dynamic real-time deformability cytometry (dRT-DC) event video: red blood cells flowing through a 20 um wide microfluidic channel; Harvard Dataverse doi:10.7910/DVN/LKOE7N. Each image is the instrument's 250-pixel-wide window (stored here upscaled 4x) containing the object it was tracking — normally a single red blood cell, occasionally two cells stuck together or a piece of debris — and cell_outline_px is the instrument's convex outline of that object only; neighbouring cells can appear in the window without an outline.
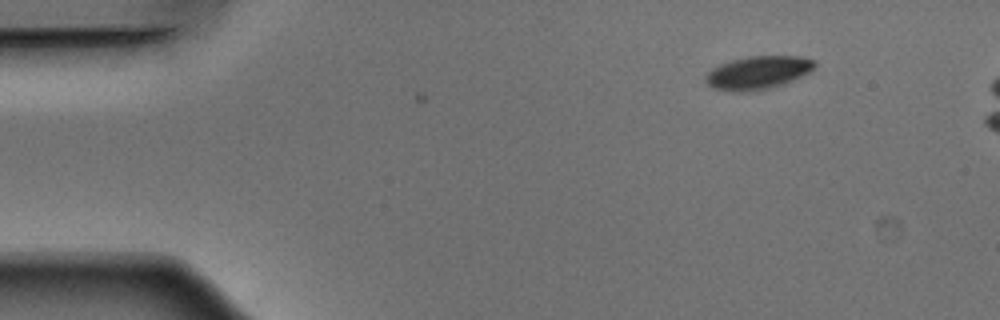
{"species": "Egyptian fruit bat (a non-hibernating species)", "species_latin": "Rousettus aegyptiacus", "temperature_condition": "warm", "stored_images_in_passage": 8, "camera_frame_rate_fps": 3000, "um_per_image_px": 0.085, "animal": {"sex": "male"}, "frame": {"image": 1, "passage_image": 8, "time_ms": 2.333, "image_size_px": [1000, 320], "cell_outline_px": [[816, 64], [808, 72], [792, 80], [768, 88], [752, 92], [732, 92], [712, 88], [704, 80], [704, 76], [712, 68], [720, 64], [732, 60], [748, 56], [800, 56], [816, 60]], "centroid_in_image_um": [64.37, 6.18], "position_along_channel_um": 20.6, "area_um2": 21.04}}